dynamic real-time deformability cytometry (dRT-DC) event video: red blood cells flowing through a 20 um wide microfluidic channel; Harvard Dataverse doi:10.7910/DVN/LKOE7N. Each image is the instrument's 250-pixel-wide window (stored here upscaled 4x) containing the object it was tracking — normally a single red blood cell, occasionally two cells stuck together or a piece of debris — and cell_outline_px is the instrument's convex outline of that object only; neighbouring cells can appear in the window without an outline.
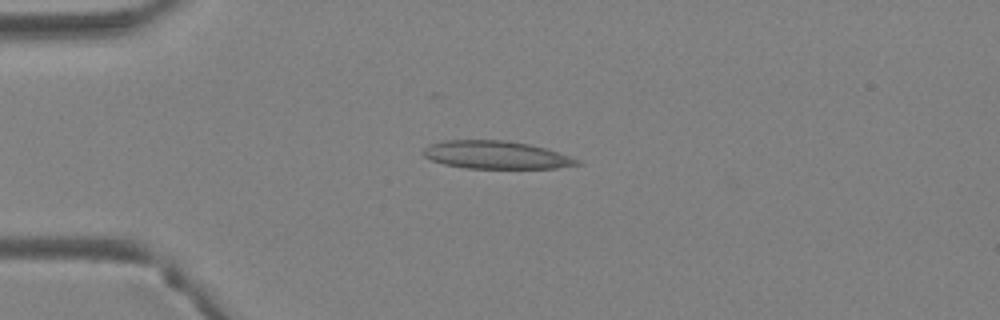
{"species": "Egyptian fruit bat (a non-hibernating species)", "species_latin": "Rousettus aegyptiacus", "temperature_condition": "warm", "stored_images_in_passage": 3, "camera_frame_rate_fps": 3000, "um_per_image_px": 0.085, "animal": {"sex": "female"}, "frame": {"image": 1, "passage_image": 2, "time_ms": 0.333, "image_size_px": [1000, 320], "cell_outline_px": [[584, 164], [556, 168], [468, 168], [444, 164], [432, 160], [424, 156], [420, 152], [424, 148], [432, 144], [444, 140], [504, 140], [528, 144], [544, 148], [572, 156], [580, 160]], "centroid_in_image_um": [42.19, 13.17], "position_along_channel_um": 42.8, "area_um2": 24.97}}